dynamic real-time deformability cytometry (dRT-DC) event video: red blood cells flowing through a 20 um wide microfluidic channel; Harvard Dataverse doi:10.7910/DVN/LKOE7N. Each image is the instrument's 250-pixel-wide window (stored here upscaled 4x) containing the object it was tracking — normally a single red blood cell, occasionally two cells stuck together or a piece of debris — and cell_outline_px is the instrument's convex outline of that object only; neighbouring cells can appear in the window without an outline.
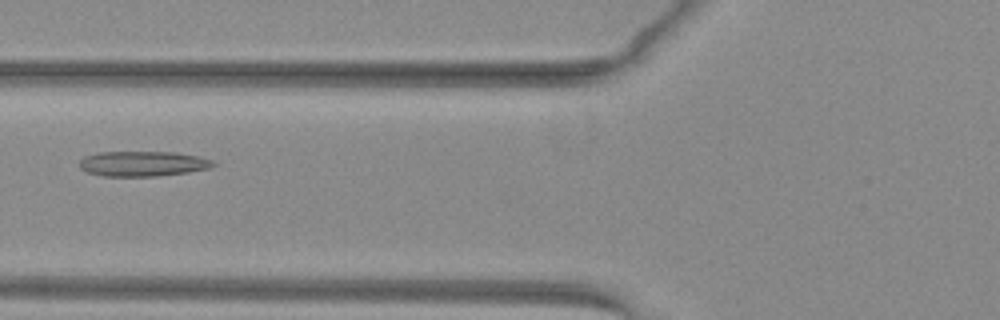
{"species": "common noctule bat (a hibernating species)", "species_latin": "Nyctalus noctula", "temperature_condition": "warm", "stored_images_in_passage": 40, "camera_frame_rate_fps": 3000, "um_per_image_px": 0.085, "animal": {"sex": "female", "body_mass_g": 29.2, "forearm_length_mm": 56.3}, "frame": {"image": 1, "passage_image": 9, "time_ms": 2.667, "image_size_px": [1000, 320], "cell_outline_px": [[216, 164], [212, 168], [188, 172], [156, 176], [104, 176], [88, 172], [80, 168], [80, 160], [84, 156], [100, 152], [176, 152], [196, 156], [212, 160]], "centroid_in_image_um": [12.15, 13.91], "position_along_channel_um": 113.6, "area_um2": 19.54}}
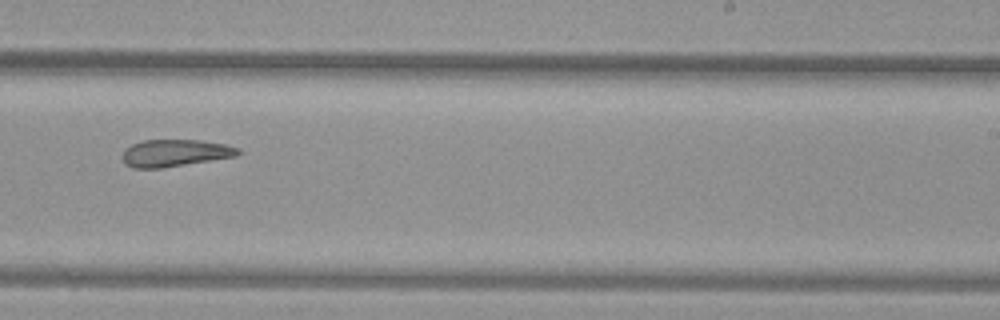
{"frame": {"image": 2, "passage_image": 21, "time_ms": 6.667, "image_size_px": [1000, 320], "cell_outline_px": [[240, 152], [236, 156], [164, 168], [132, 168], [124, 164], [124, 148], [132, 144], [144, 140], [200, 140], [224, 144], [240, 148]], "centroid_in_image_um": [14.86, 13.01], "position_along_channel_um": 274.1, "area_um2": 18.26}}
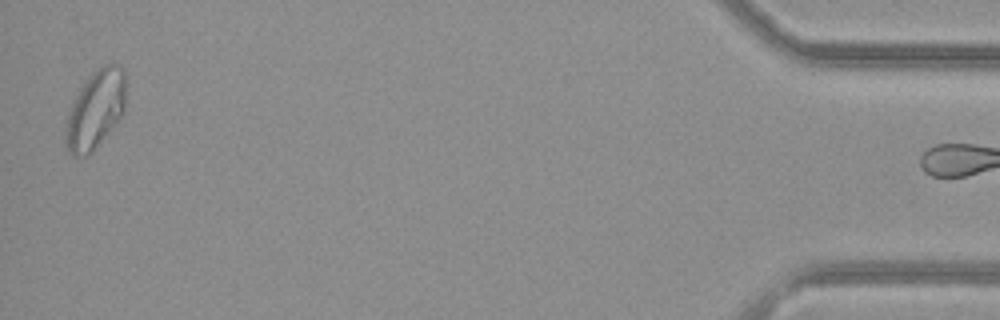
{"frame": {"image": 3, "passage_image": 39, "time_ms": 12.667, "image_size_px": [1000, 320], "cell_outline_px": [[128, 76], [124, 112], [92, 152], [84, 156], [72, 156], [64, 144], [64, 128], [72, 104], [80, 88], [88, 76], [92, 72], [104, 64], [120, 64], [124, 68]], "centroid_in_image_um": [8.14, 9.27], "position_along_channel_um": 427.1, "area_um2": 27.92}, "authors_computed_cell_mechanics": {"area_um2": 20.2878, "velocity_mm_per_s": 4.0169, "shape_relaxation_time_tau1_ms": null, "shape_relaxation_time_tau2_ms": 3.1174, "deformation_change_tau1": null, "deformation_change_tau2": 0.0909}}